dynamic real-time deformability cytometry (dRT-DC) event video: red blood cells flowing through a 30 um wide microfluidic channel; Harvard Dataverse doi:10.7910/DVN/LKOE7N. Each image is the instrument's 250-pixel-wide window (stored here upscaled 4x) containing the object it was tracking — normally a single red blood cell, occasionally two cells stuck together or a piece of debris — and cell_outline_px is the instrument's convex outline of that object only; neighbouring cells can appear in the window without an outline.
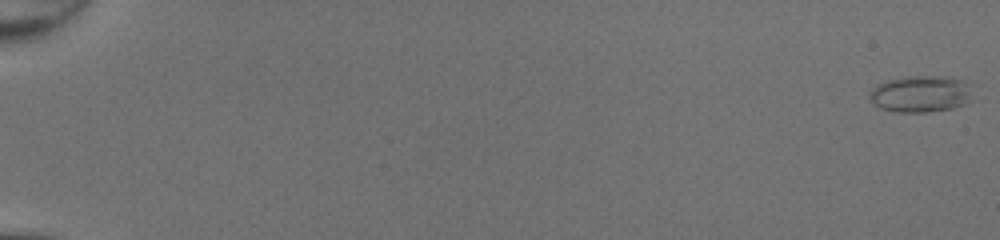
{"species": "common noctule bat (a hibernating species)", "species_latin": "Nyctalus noctula", "temperature_condition": "room temperature", "stored_images_in_passage": 51, "camera_frame_rate_fps": 3000, "um_per_image_px": 0.085, "animal": {"sex": "female", "body_mass_g": 20.0, "forearm_length_mm": 54.0}, "frame": {"image": 1, "passage_image": 1, "time_ms": 0.0, "image_size_px": [1000, 240], "cell_outline_px": [[976, 84], [972, 100], [964, 104], [952, 108], [928, 112], [896, 112], [880, 108], [868, 96], [872, 88], [876, 84], [888, 80], [908, 76], [944, 76], [964, 80]], "centroid_in_image_um": [78.37, 7.97], "position_along_channel_um": 6.6, "area_um2": 22.6}}
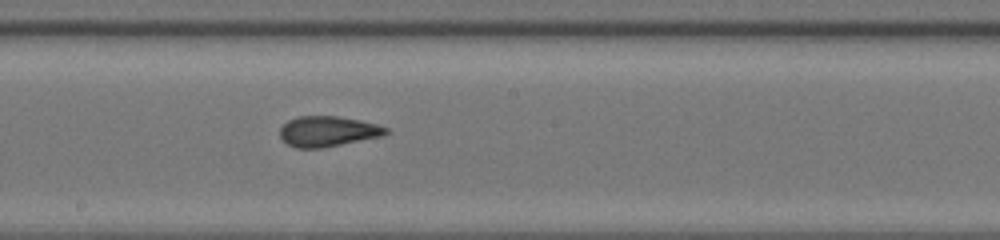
{"frame": {"image": 2, "passage_image": 31, "time_ms": 10.0, "image_size_px": [1000, 240], "cell_outline_px": [[392, 132], [384, 136], [324, 148], [296, 148], [288, 144], [280, 136], [280, 128], [288, 120], [300, 116], [336, 116], [360, 120], [376, 124], [388, 128]], "centroid_in_image_um": [27.91, 11.17], "position_along_channel_um": 220.3, "area_um2": 18.96}}
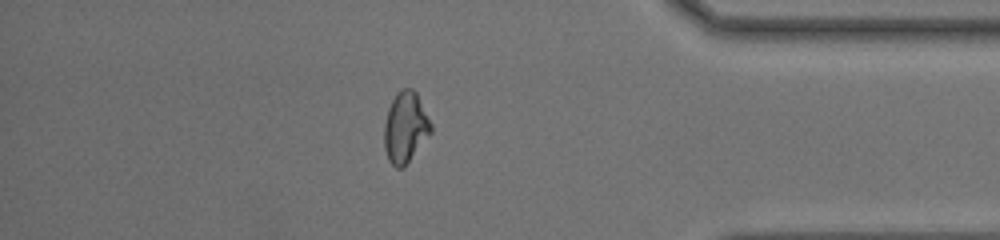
{"frame": {"image": 3, "passage_image": 45, "time_ms": 14.667, "image_size_px": [1000, 240], "cell_outline_px": [[432, 132], [404, 168], [396, 168], [388, 160], [384, 148], [384, 124], [388, 108], [396, 92], [404, 88], [412, 88], [416, 92], [432, 124]], "centroid_in_image_um": [34.45, 10.84], "position_along_channel_um": 400.7, "area_um2": 19.48}, "authors_computed_cell_mechanics": {"area_um2": 19.652, "velocity_mm_per_s": 4.339, "shape_relaxation_time_tau1_ms": 4.5916, "shape_relaxation_time_tau2_ms": 1.3807, "deformation_change_tau1": 0.1229, "deformation_change_tau2": 0.0715}}